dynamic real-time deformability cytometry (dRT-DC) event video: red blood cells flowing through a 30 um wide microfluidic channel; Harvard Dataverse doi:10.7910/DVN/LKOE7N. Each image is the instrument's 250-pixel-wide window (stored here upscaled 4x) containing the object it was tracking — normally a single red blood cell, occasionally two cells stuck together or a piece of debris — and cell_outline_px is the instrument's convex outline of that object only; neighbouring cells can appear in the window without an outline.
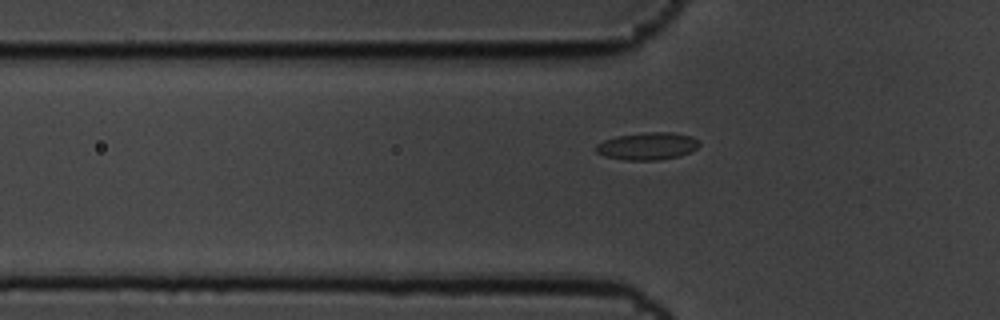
{"species": "common noctule bat (a hibernating species)", "species_latin": "Nyctalus noctula", "temperature_condition": "cold", "stored_images_in_passage": 36, "camera_frame_rate_fps": 3000, "um_per_image_px": 0.085, "animal": {"sex": "male", "body_mass_g": 19.5, "forearm_length_mm": 54.6}, "frame": {"image": 1, "passage_image": 3, "time_ms": 0.667, "image_size_px": [1000, 320], "cell_outline_px": [[700, 144], [696, 148], [680, 156], [660, 160], [624, 160], [604, 156], [596, 152], [596, 144], [604, 140], [616, 136], [648, 132], [672, 132], [692, 136]], "centroid_in_image_um": [55.01, 12.42], "position_along_channel_um": 70.8, "area_um2": 16.47}}
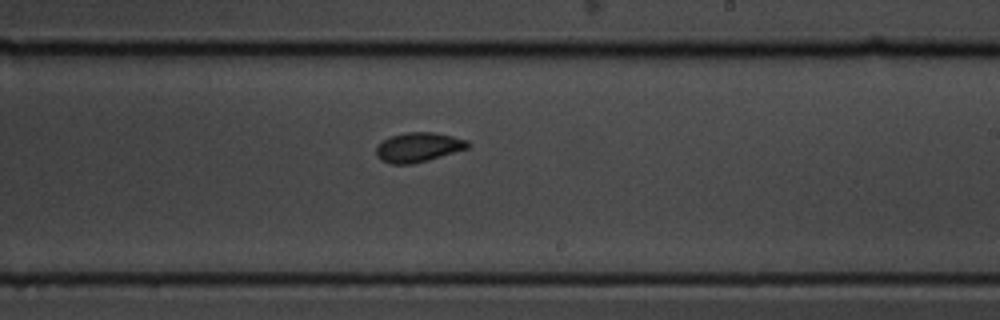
{"frame": {"image": 2, "passage_image": 19, "time_ms": 6.0, "image_size_px": [1000, 320], "cell_outline_px": [[472, 144], [468, 148], [428, 160], [412, 164], [392, 164], [380, 160], [376, 156], [376, 148], [384, 140], [392, 136], [404, 132], [436, 132], [468, 140]], "centroid_in_image_um": [35.58, 12.51], "position_along_channel_um": 253.4, "area_um2": 15.78}}
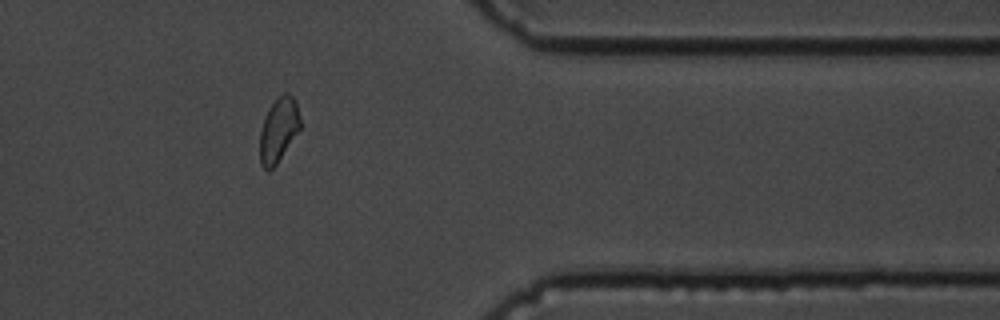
{"frame": {"image": 3, "passage_image": 32, "time_ms": 10.333, "image_size_px": [1000, 320], "cell_outline_px": [[300, 128], [276, 164], [268, 172], [260, 164], [260, 132], [264, 116], [268, 108], [284, 92], [288, 92], [296, 100], [300, 116]], "centroid_in_image_um": [23.67, 11.02], "position_along_channel_um": 387.7, "area_um2": 15.03}, "authors_computed_cell_mechanics": {"area_um2": 15.7794, "velocity_mm_per_s": 3.4302, "shape_relaxation_time_tau1_ms": 2.997, "shape_relaxation_time_tau2_ms": 1.7416, "deformation_change_tau1": 0.0868, "deformation_change_tau2": 0.0491}}